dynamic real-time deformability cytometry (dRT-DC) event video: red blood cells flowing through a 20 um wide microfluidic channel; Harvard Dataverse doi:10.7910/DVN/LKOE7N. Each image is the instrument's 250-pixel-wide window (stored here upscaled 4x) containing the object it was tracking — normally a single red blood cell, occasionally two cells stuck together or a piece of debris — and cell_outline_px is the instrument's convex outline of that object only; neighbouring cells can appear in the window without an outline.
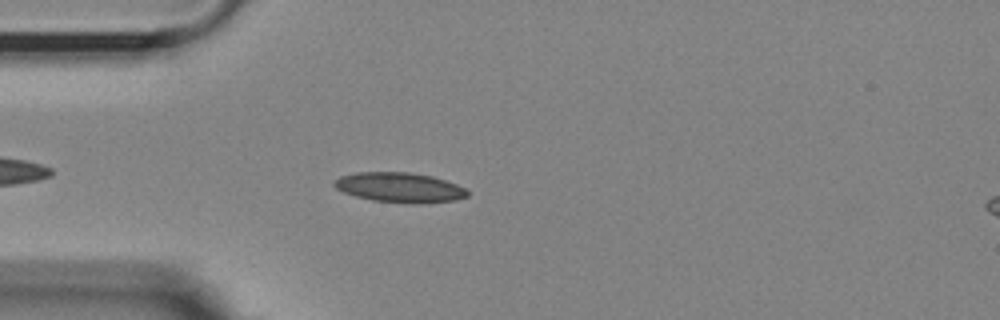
{"species": "Egyptian fruit bat (a non-hibernating species)", "species_latin": "Rousettus aegyptiacus", "temperature_condition": "room temperature", "stored_images_in_passage": 27, "camera_frame_rate_fps": 3000, "um_per_image_px": 0.085, "animal": {"sex": "female"}, "frame": {"image": 1, "passage_image": 6, "time_ms": 1.667, "image_size_px": [1000, 320], "cell_outline_px": [[468, 196], [456, 200], [420, 204], [412, 204], [372, 200], [356, 196], [344, 192], [336, 188], [332, 184], [340, 176], [356, 172], [408, 172], [432, 176], [456, 184], [464, 188], [468, 192]], "centroid_in_image_um": [33.97, 15.94], "position_along_channel_um": 51.0, "area_um2": 23.18}}
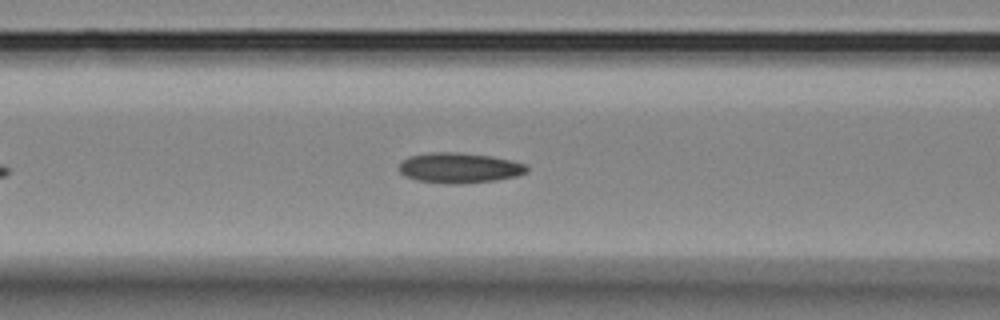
{"frame": {"image": 2, "passage_image": 13, "time_ms": 4.0, "image_size_px": [1000, 320], "cell_outline_px": [[528, 172], [516, 176], [496, 180], [464, 184], [456, 184], [416, 180], [404, 176], [400, 172], [400, 164], [408, 156], [432, 152], [456, 152], [492, 156], [512, 160], [524, 164], [528, 168]], "centroid_in_image_um": [39.06, 14.27], "position_along_channel_um": 127.5, "area_um2": 22.54}}
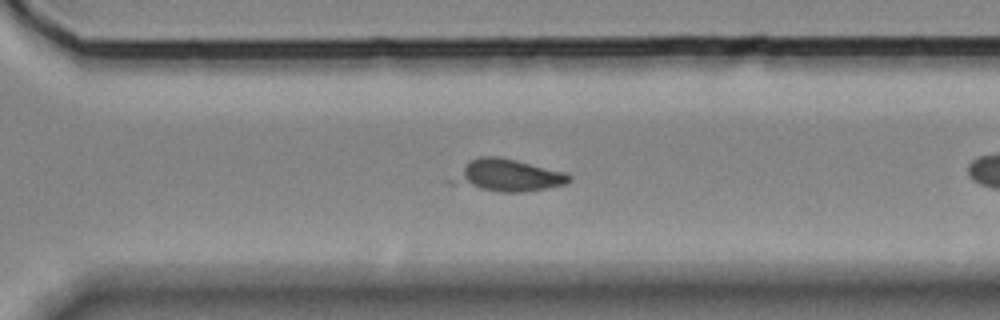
{"frame": {"image": 3, "passage_image": 26, "time_ms": 8.333, "image_size_px": [1000, 320], "cell_outline_px": [[572, 180], [564, 184], [548, 188], [520, 192], [500, 192], [448, 184], [444, 180], [468, 160], [480, 156], [496, 156], [516, 160], [568, 172], [572, 176]], "centroid_in_image_um": [43.03, 14.91], "position_along_channel_um": 327.6, "area_um2": 22.66}}